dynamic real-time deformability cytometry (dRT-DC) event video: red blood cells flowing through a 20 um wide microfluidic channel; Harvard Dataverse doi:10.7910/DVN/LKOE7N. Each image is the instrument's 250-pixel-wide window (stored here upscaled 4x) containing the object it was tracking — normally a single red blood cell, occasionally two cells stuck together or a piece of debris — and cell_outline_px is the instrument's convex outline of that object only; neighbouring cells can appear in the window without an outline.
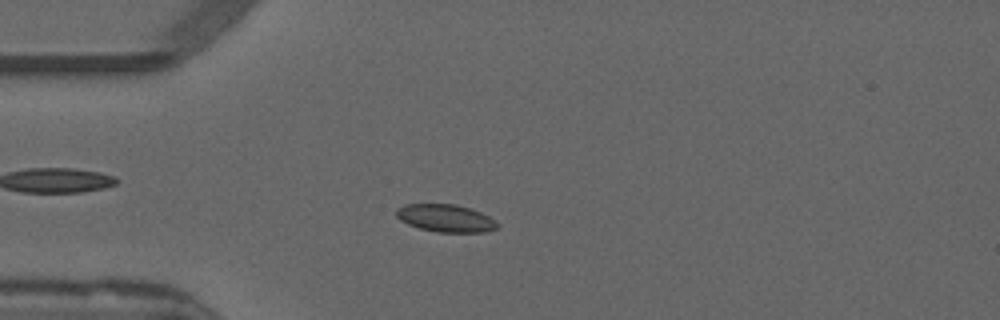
{"species": "common noctule bat (a hibernating species)", "species_latin": "Nyctalus noctula", "temperature_condition": "warm", "stored_images_in_passage": 53, "camera_frame_rate_fps": 3000, "um_per_image_px": 0.085, "animal": {"sex": "male", "forearm_length_mm": 52.5}, "frame": {"image": 1, "passage_image": 14, "time_ms": 4.333, "image_size_px": [1000, 320], "cell_outline_px": [[500, 224], [496, 228], [484, 232], [436, 232], [420, 228], [408, 224], [400, 220], [396, 216], [396, 208], [404, 204], [456, 204], [472, 208], [496, 220]], "centroid_in_image_um": [37.88, 18.53], "position_along_channel_um": 47.1, "area_um2": 16.36}}
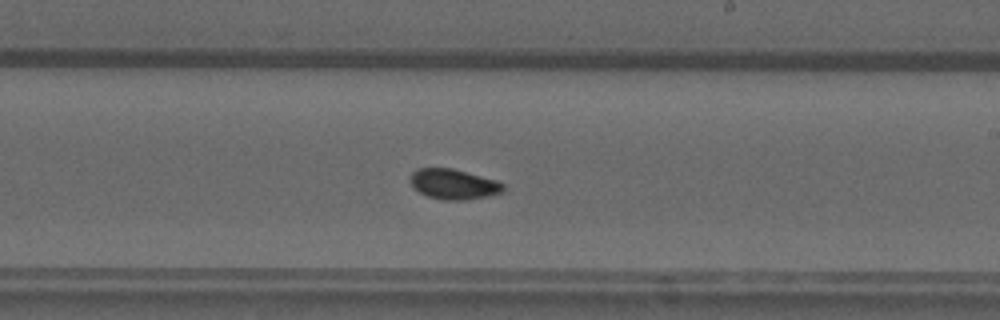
{"frame": {"image": 2, "passage_image": 31, "time_ms": 10.0, "image_size_px": [1000, 320], "cell_outline_px": [[504, 192], [464, 200], [440, 200], [428, 196], [420, 192], [412, 184], [412, 172], [416, 168], [452, 168], [496, 180], [504, 184]], "centroid_in_image_um": [38.57, 15.65], "position_along_channel_um": 250.4, "area_um2": 16.13}}
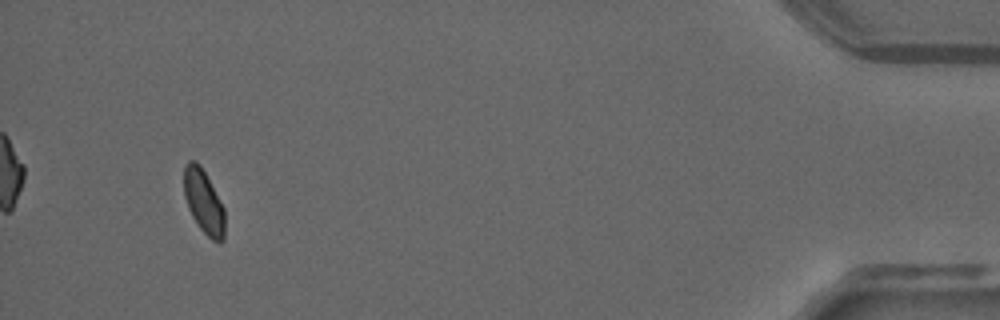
{"frame": {"image": 3, "passage_image": 50, "time_ms": 16.333, "image_size_px": [1000, 320], "cell_outline_px": [[224, 240], [220, 244], [212, 240], [200, 228], [192, 216], [188, 208], [184, 196], [184, 164], [188, 160], [196, 160], [200, 164], [224, 208]], "centroid_in_image_um": [17.3, 17.14], "position_along_channel_um": 417.9, "area_um2": 15.2}, "authors_computed_cell_mechanics": {"area_um2": 16.0684, "velocity_mm_per_s": 3.8492, "shape_relaxation_time_tau1_ms": 4.9152, "shape_relaxation_time_tau2_ms": null, "deformation_change_tau1": 0.1021, "deformation_change_tau2": null}}